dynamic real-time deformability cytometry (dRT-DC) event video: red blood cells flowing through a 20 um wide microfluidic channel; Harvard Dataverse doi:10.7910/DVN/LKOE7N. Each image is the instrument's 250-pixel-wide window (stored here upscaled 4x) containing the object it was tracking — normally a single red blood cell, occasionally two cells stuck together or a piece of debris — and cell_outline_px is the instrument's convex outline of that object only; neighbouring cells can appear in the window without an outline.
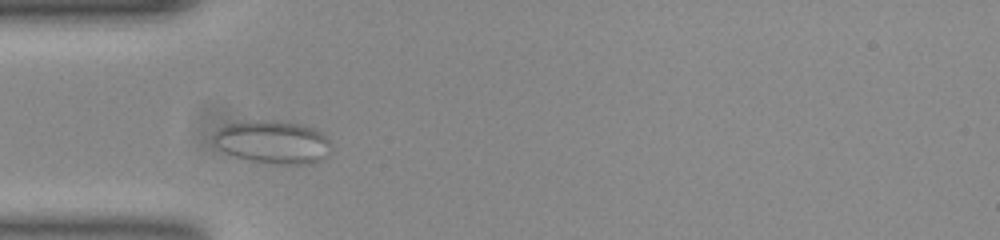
{"species": "common noctule bat (a hibernating species)", "species_latin": "Nyctalus noctula", "temperature_condition": "room temperature", "stored_images_in_passage": 40, "camera_frame_rate_fps": 3000, "um_per_image_px": 0.085, "animal": {"sex": "female", "body_mass_g": 23.0, "forearm_length_mm": 53.4}, "frame": {"image": 1, "passage_image": 7, "time_ms": 2.0, "image_size_px": [1000, 240], "cell_outline_px": [[328, 144], [324, 156], [320, 160], [312, 164], [276, 164], [252, 160], [236, 156], [220, 148], [216, 144], [212, 136], [220, 128], [232, 124], [252, 120], [256, 120], [300, 124], [312, 128], [320, 132], [324, 136]], "centroid_in_image_um": [23.16, 12.09], "position_along_channel_um": 61.8, "area_um2": 28.32}}
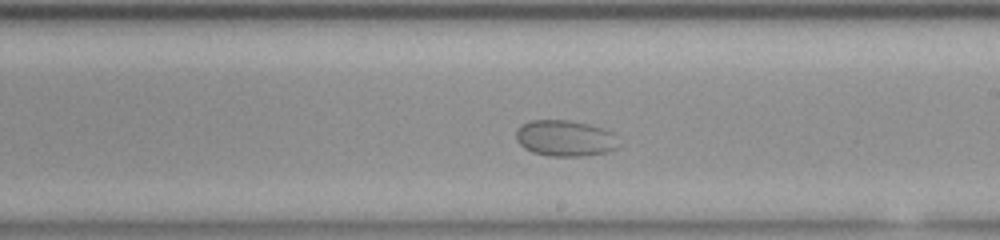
{"frame": {"image": 2, "passage_image": 22, "time_ms": 7.0, "image_size_px": [1000, 240], "cell_outline_px": [[616, 148], [604, 152], [580, 156], [552, 156], [532, 152], [524, 148], [516, 140], [516, 132], [524, 124], [532, 120], [568, 120], [600, 128], [612, 132]], "centroid_in_image_um": [47.95, 11.76], "position_along_channel_um": 241.0, "area_um2": 20.87}}
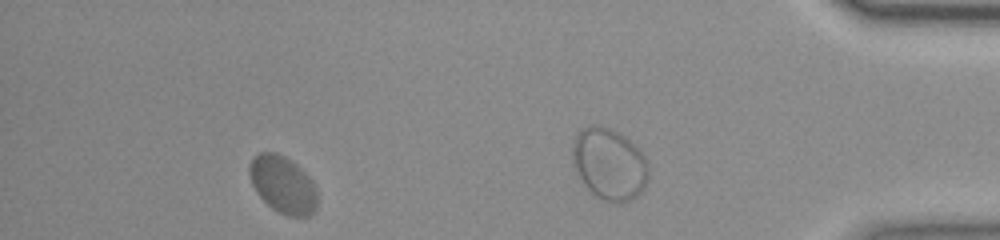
{"frame": {"image": 3, "passage_image": 35, "time_ms": 11.333, "image_size_px": [1000, 240], "cell_outline_px": [[316, 208], [308, 216], [288, 216], [272, 208], [260, 196], [252, 184], [248, 168], [252, 156], [260, 152], [276, 152], [284, 156], [296, 164], [312, 184], [316, 192]], "centroid_in_image_um": [23.99, 15.67], "position_along_channel_um": 411.2, "area_um2": 22.08}}